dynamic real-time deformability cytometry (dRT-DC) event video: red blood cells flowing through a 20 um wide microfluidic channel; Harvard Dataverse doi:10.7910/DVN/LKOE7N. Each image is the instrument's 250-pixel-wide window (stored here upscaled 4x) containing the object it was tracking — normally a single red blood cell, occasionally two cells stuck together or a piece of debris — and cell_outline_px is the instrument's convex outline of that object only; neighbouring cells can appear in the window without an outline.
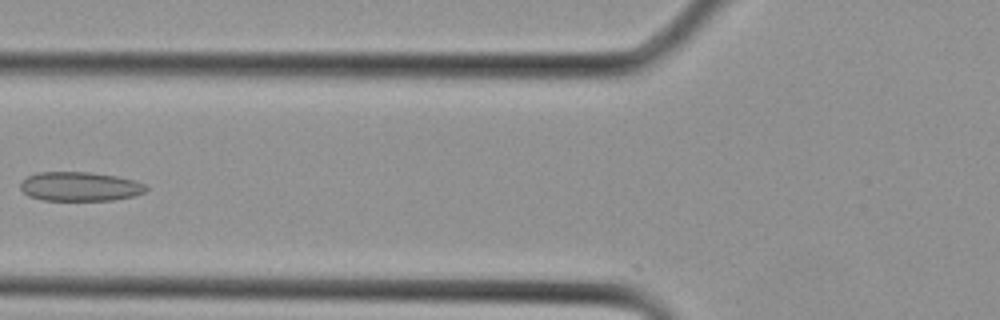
{"species": "Egyptian fruit bat (a non-hibernating species)", "species_latin": "Rousettus aegyptiacus", "temperature_condition": "cold", "stored_images_in_passage": 29, "camera_frame_rate_fps": 3000, "um_per_image_px": 0.085, "animal": {"sex": "female"}, "frame": {"image": 1, "passage_image": 11, "time_ms": 3.333, "image_size_px": [1000, 320], "cell_outline_px": [[148, 188], [144, 192], [132, 196], [112, 200], [44, 200], [28, 196], [20, 188], [20, 184], [28, 176], [36, 172], [92, 172], [116, 176], [132, 180], [144, 184]], "centroid_in_image_um": [6.77, 15.85], "position_along_channel_um": 119.0, "area_um2": 21.21}}
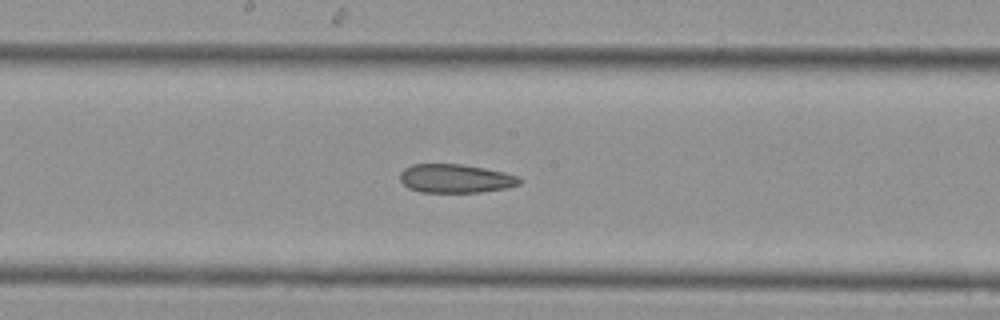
{"frame": {"image": 2, "passage_image": 15, "time_ms": 4.667, "image_size_px": [1000, 320], "cell_outline_px": [[520, 184], [508, 188], [480, 192], [420, 192], [408, 188], [400, 180], [400, 172], [404, 168], [412, 164], [460, 164], [484, 168], [504, 172], [516, 176], [520, 180]], "centroid_in_image_um": [38.69, 15.17], "position_along_channel_um": 209.5, "area_um2": 19.94}}
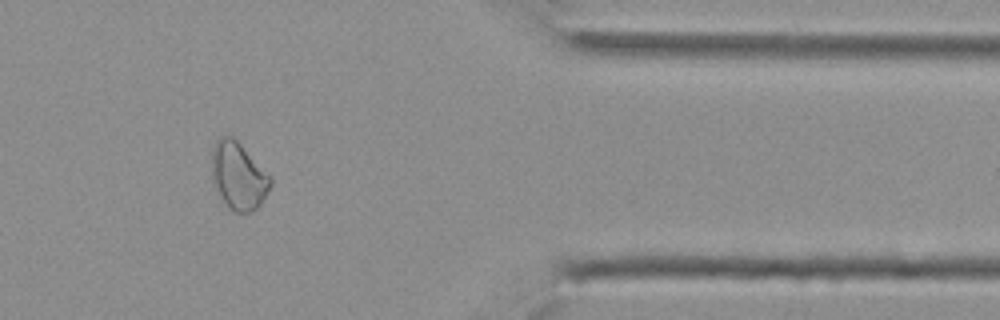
{"frame": {"image": 3, "passage_image": 24, "time_ms": 7.667, "image_size_px": [1000, 320], "cell_outline_px": [[272, 184], [260, 204], [256, 208], [248, 212], [232, 212], [224, 204], [220, 196], [212, 176], [212, 148], [216, 140], [220, 136], [232, 136], [272, 176]], "centroid_in_image_um": [20.27, 14.95], "position_along_channel_um": 391.1, "area_um2": 22.95}}